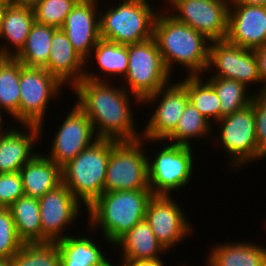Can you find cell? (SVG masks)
Masks as SVG:
<instances>
[{
    "instance_id": "19",
    "label": "cell",
    "mask_w": 266,
    "mask_h": 266,
    "mask_svg": "<svg viewBox=\"0 0 266 266\" xmlns=\"http://www.w3.org/2000/svg\"><path fill=\"white\" fill-rule=\"evenodd\" d=\"M16 126L4 128L5 130L0 132V174L20 171L37 154L35 152H39L35 149L43 138L39 126Z\"/></svg>"
},
{
    "instance_id": "11",
    "label": "cell",
    "mask_w": 266,
    "mask_h": 266,
    "mask_svg": "<svg viewBox=\"0 0 266 266\" xmlns=\"http://www.w3.org/2000/svg\"><path fill=\"white\" fill-rule=\"evenodd\" d=\"M164 2L166 3L164 6H167L164 8L165 11L177 21L192 27L211 41L226 39L230 9L228 1L164 0Z\"/></svg>"
},
{
    "instance_id": "34",
    "label": "cell",
    "mask_w": 266,
    "mask_h": 266,
    "mask_svg": "<svg viewBox=\"0 0 266 266\" xmlns=\"http://www.w3.org/2000/svg\"><path fill=\"white\" fill-rule=\"evenodd\" d=\"M79 0H42L32 9L35 21L61 29L67 15Z\"/></svg>"
},
{
    "instance_id": "9",
    "label": "cell",
    "mask_w": 266,
    "mask_h": 266,
    "mask_svg": "<svg viewBox=\"0 0 266 266\" xmlns=\"http://www.w3.org/2000/svg\"><path fill=\"white\" fill-rule=\"evenodd\" d=\"M144 143V138L137 141H119L111 149L104 192L150 190L148 151L144 147L147 144Z\"/></svg>"
},
{
    "instance_id": "31",
    "label": "cell",
    "mask_w": 266,
    "mask_h": 266,
    "mask_svg": "<svg viewBox=\"0 0 266 266\" xmlns=\"http://www.w3.org/2000/svg\"><path fill=\"white\" fill-rule=\"evenodd\" d=\"M215 133L211 123L189 101L177 123L175 130L164 140L166 143L194 146L192 141L197 142L198 137L206 139ZM205 136V137H204ZM197 139V140H196Z\"/></svg>"
},
{
    "instance_id": "24",
    "label": "cell",
    "mask_w": 266,
    "mask_h": 266,
    "mask_svg": "<svg viewBox=\"0 0 266 266\" xmlns=\"http://www.w3.org/2000/svg\"><path fill=\"white\" fill-rule=\"evenodd\" d=\"M42 153V154H41ZM24 195L40 199L62 183V168L41 151L27 162L19 171Z\"/></svg>"
},
{
    "instance_id": "30",
    "label": "cell",
    "mask_w": 266,
    "mask_h": 266,
    "mask_svg": "<svg viewBox=\"0 0 266 266\" xmlns=\"http://www.w3.org/2000/svg\"><path fill=\"white\" fill-rule=\"evenodd\" d=\"M19 83L20 61L15 57H0V110L17 124L20 105Z\"/></svg>"
},
{
    "instance_id": "36",
    "label": "cell",
    "mask_w": 266,
    "mask_h": 266,
    "mask_svg": "<svg viewBox=\"0 0 266 266\" xmlns=\"http://www.w3.org/2000/svg\"><path fill=\"white\" fill-rule=\"evenodd\" d=\"M22 196L24 188L19 171L0 174V208H9Z\"/></svg>"
},
{
    "instance_id": "43",
    "label": "cell",
    "mask_w": 266,
    "mask_h": 266,
    "mask_svg": "<svg viewBox=\"0 0 266 266\" xmlns=\"http://www.w3.org/2000/svg\"><path fill=\"white\" fill-rule=\"evenodd\" d=\"M15 3V0H0V5L1 6H8V5H12Z\"/></svg>"
},
{
    "instance_id": "45",
    "label": "cell",
    "mask_w": 266,
    "mask_h": 266,
    "mask_svg": "<svg viewBox=\"0 0 266 266\" xmlns=\"http://www.w3.org/2000/svg\"><path fill=\"white\" fill-rule=\"evenodd\" d=\"M5 113H3L1 110H0V132H2V131H4V129H3V126L5 127V125H3L4 123H5V121H4V117H3V115H4Z\"/></svg>"
},
{
    "instance_id": "1",
    "label": "cell",
    "mask_w": 266,
    "mask_h": 266,
    "mask_svg": "<svg viewBox=\"0 0 266 266\" xmlns=\"http://www.w3.org/2000/svg\"><path fill=\"white\" fill-rule=\"evenodd\" d=\"M113 84V81L83 78L71 89L77 98L75 103L88 116L98 138L116 141L140 140L142 132L137 131V118L134 117L136 115L131 104L142 106V101L122 85L118 87Z\"/></svg>"
},
{
    "instance_id": "20",
    "label": "cell",
    "mask_w": 266,
    "mask_h": 266,
    "mask_svg": "<svg viewBox=\"0 0 266 266\" xmlns=\"http://www.w3.org/2000/svg\"><path fill=\"white\" fill-rule=\"evenodd\" d=\"M51 46L45 69L64 86H70L72 89L83 79L86 61L73 49L62 29L53 33Z\"/></svg>"
},
{
    "instance_id": "23",
    "label": "cell",
    "mask_w": 266,
    "mask_h": 266,
    "mask_svg": "<svg viewBox=\"0 0 266 266\" xmlns=\"http://www.w3.org/2000/svg\"><path fill=\"white\" fill-rule=\"evenodd\" d=\"M73 234L56 241L61 259V266H109L110 259L105 255L101 242L93 240L83 232ZM97 242V243H96ZM103 249V250H102ZM104 252V253H103Z\"/></svg>"
},
{
    "instance_id": "3",
    "label": "cell",
    "mask_w": 266,
    "mask_h": 266,
    "mask_svg": "<svg viewBox=\"0 0 266 266\" xmlns=\"http://www.w3.org/2000/svg\"><path fill=\"white\" fill-rule=\"evenodd\" d=\"M152 196L151 190L104 192L85 210L88 212L89 232L93 229L94 232H102L104 241L113 246L137 223L145 219L146 208Z\"/></svg>"
},
{
    "instance_id": "21",
    "label": "cell",
    "mask_w": 266,
    "mask_h": 266,
    "mask_svg": "<svg viewBox=\"0 0 266 266\" xmlns=\"http://www.w3.org/2000/svg\"><path fill=\"white\" fill-rule=\"evenodd\" d=\"M91 59L93 61L95 59L96 62L95 67H97V69L100 70V72L99 71L97 72L98 74L96 72H93L96 70L92 69L89 70V68H91L90 67L91 63L90 65L89 64L87 65V63L93 62ZM127 69H128V45L118 44L101 38L94 46L90 56L86 60V67L83 78L93 81L111 82L113 79H114L113 81H115V79L118 78V76L119 78L123 79L126 75ZM112 75L114 76V78L112 77Z\"/></svg>"
},
{
    "instance_id": "10",
    "label": "cell",
    "mask_w": 266,
    "mask_h": 266,
    "mask_svg": "<svg viewBox=\"0 0 266 266\" xmlns=\"http://www.w3.org/2000/svg\"><path fill=\"white\" fill-rule=\"evenodd\" d=\"M19 87V124L38 125L40 135H44V115L50 102L61 97L65 86L45 68L26 67L20 62Z\"/></svg>"
},
{
    "instance_id": "18",
    "label": "cell",
    "mask_w": 266,
    "mask_h": 266,
    "mask_svg": "<svg viewBox=\"0 0 266 266\" xmlns=\"http://www.w3.org/2000/svg\"><path fill=\"white\" fill-rule=\"evenodd\" d=\"M226 39L251 50L266 45V6L244 5L231 0Z\"/></svg>"
},
{
    "instance_id": "38",
    "label": "cell",
    "mask_w": 266,
    "mask_h": 266,
    "mask_svg": "<svg viewBox=\"0 0 266 266\" xmlns=\"http://www.w3.org/2000/svg\"><path fill=\"white\" fill-rule=\"evenodd\" d=\"M256 58L258 60L259 74L261 77L262 85L256 89L254 94L265 92L266 93V45L255 49ZM258 91V92H257Z\"/></svg>"
},
{
    "instance_id": "17",
    "label": "cell",
    "mask_w": 266,
    "mask_h": 266,
    "mask_svg": "<svg viewBox=\"0 0 266 266\" xmlns=\"http://www.w3.org/2000/svg\"><path fill=\"white\" fill-rule=\"evenodd\" d=\"M98 2L102 4L100 0H79L61 28L85 61L101 39Z\"/></svg>"
},
{
    "instance_id": "16",
    "label": "cell",
    "mask_w": 266,
    "mask_h": 266,
    "mask_svg": "<svg viewBox=\"0 0 266 266\" xmlns=\"http://www.w3.org/2000/svg\"><path fill=\"white\" fill-rule=\"evenodd\" d=\"M65 115L45 154L61 168L99 138L88 116L76 105Z\"/></svg>"
},
{
    "instance_id": "15",
    "label": "cell",
    "mask_w": 266,
    "mask_h": 266,
    "mask_svg": "<svg viewBox=\"0 0 266 266\" xmlns=\"http://www.w3.org/2000/svg\"><path fill=\"white\" fill-rule=\"evenodd\" d=\"M38 200L42 243L56 242L70 235V232L65 230H69V227L76 223L78 216L82 215V207L67 185L62 182Z\"/></svg>"
},
{
    "instance_id": "41",
    "label": "cell",
    "mask_w": 266,
    "mask_h": 266,
    "mask_svg": "<svg viewBox=\"0 0 266 266\" xmlns=\"http://www.w3.org/2000/svg\"><path fill=\"white\" fill-rule=\"evenodd\" d=\"M41 1L42 0H15V4L33 8L36 4H38Z\"/></svg>"
},
{
    "instance_id": "5",
    "label": "cell",
    "mask_w": 266,
    "mask_h": 266,
    "mask_svg": "<svg viewBox=\"0 0 266 266\" xmlns=\"http://www.w3.org/2000/svg\"><path fill=\"white\" fill-rule=\"evenodd\" d=\"M99 11L100 37L129 45L153 37L154 22L160 9L148 0H118ZM108 8V10H107ZM157 9V10H156Z\"/></svg>"
},
{
    "instance_id": "28",
    "label": "cell",
    "mask_w": 266,
    "mask_h": 266,
    "mask_svg": "<svg viewBox=\"0 0 266 266\" xmlns=\"http://www.w3.org/2000/svg\"><path fill=\"white\" fill-rule=\"evenodd\" d=\"M206 74L186 76L179 81L186 89L189 101L211 123L221 119L220 100L213 86L205 79ZM204 77V79H203Z\"/></svg>"
},
{
    "instance_id": "32",
    "label": "cell",
    "mask_w": 266,
    "mask_h": 266,
    "mask_svg": "<svg viewBox=\"0 0 266 266\" xmlns=\"http://www.w3.org/2000/svg\"><path fill=\"white\" fill-rule=\"evenodd\" d=\"M216 91L220 100L221 119L251 104L254 92L237 80L210 77L205 78ZM248 91V92H247Z\"/></svg>"
},
{
    "instance_id": "40",
    "label": "cell",
    "mask_w": 266,
    "mask_h": 266,
    "mask_svg": "<svg viewBox=\"0 0 266 266\" xmlns=\"http://www.w3.org/2000/svg\"><path fill=\"white\" fill-rule=\"evenodd\" d=\"M234 3L244 5H263L266 6V0H232Z\"/></svg>"
},
{
    "instance_id": "44",
    "label": "cell",
    "mask_w": 266,
    "mask_h": 266,
    "mask_svg": "<svg viewBox=\"0 0 266 266\" xmlns=\"http://www.w3.org/2000/svg\"><path fill=\"white\" fill-rule=\"evenodd\" d=\"M4 9L5 7L0 5V34H1V28H2V22H3Z\"/></svg>"
},
{
    "instance_id": "14",
    "label": "cell",
    "mask_w": 266,
    "mask_h": 266,
    "mask_svg": "<svg viewBox=\"0 0 266 266\" xmlns=\"http://www.w3.org/2000/svg\"><path fill=\"white\" fill-rule=\"evenodd\" d=\"M179 205L171 195H153L146 208L145 219L168 252L194 234L193 224Z\"/></svg>"
},
{
    "instance_id": "27",
    "label": "cell",
    "mask_w": 266,
    "mask_h": 266,
    "mask_svg": "<svg viewBox=\"0 0 266 266\" xmlns=\"http://www.w3.org/2000/svg\"><path fill=\"white\" fill-rule=\"evenodd\" d=\"M18 237L24 243H42L39 200L22 196L9 208Z\"/></svg>"
},
{
    "instance_id": "33",
    "label": "cell",
    "mask_w": 266,
    "mask_h": 266,
    "mask_svg": "<svg viewBox=\"0 0 266 266\" xmlns=\"http://www.w3.org/2000/svg\"><path fill=\"white\" fill-rule=\"evenodd\" d=\"M15 266H61L55 242L24 243L12 256Z\"/></svg>"
},
{
    "instance_id": "12",
    "label": "cell",
    "mask_w": 266,
    "mask_h": 266,
    "mask_svg": "<svg viewBox=\"0 0 266 266\" xmlns=\"http://www.w3.org/2000/svg\"><path fill=\"white\" fill-rule=\"evenodd\" d=\"M188 102V93L179 80L169 83L144 99V106L156 104L150 106L155 108L152 110L154 112L150 114L143 131L141 130L144 142L154 145V142L156 144L158 141H164L175 130Z\"/></svg>"
},
{
    "instance_id": "42",
    "label": "cell",
    "mask_w": 266,
    "mask_h": 266,
    "mask_svg": "<svg viewBox=\"0 0 266 266\" xmlns=\"http://www.w3.org/2000/svg\"><path fill=\"white\" fill-rule=\"evenodd\" d=\"M0 266H15L12 258L0 259Z\"/></svg>"
},
{
    "instance_id": "26",
    "label": "cell",
    "mask_w": 266,
    "mask_h": 266,
    "mask_svg": "<svg viewBox=\"0 0 266 266\" xmlns=\"http://www.w3.org/2000/svg\"><path fill=\"white\" fill-rule=\"evenodd\" d=\"M113 247L118 251L120 249L121 257H117L119 260H152L162 258V254L165 257L167 252L158 242L146 219L124 234Z\"/></svg>"
},
{
    "instance_id": "35",
    "label": "cell",
    "mask_w": 266,
    "mask_h": 266,
    "mask_svg": "<svg viewBox=\"0 0 266 266\" xmlns=\"http://www.w3.org/2000/svg\"><path fill=\"white\" fill-rule=\"evenodd\" d=\"M8 208H0V259L12 258L23 246Z\"/></svg>"
},
{
    "instance_id": "25",
    "label": "cell",
    "mask_w": 266,
    "mask_h": 266,
    "mask_svg": "<svg viewBox=\"0 0 266 266\" xmlns=\"http://www.w3.org/2000/svg\"><path fill=\"white\" fill-rule=\"evenodd\" d=\"M213 244L205 266H266V247L248 241Z\"/></svg>"
},
{
    "instance_id": "6",
    "label": "cell",
    "mask_w": 266,
    "mask_h": 266,
    "mask_svg": "<svg viewBox=\"0 0 266 266\" xmlns=\"http://www.w3.org/2000/svg\"><path fill=\"white\" fill-rule=\"evenodd\" d=\"M154 37L128 45V69L122 86L141 101L172 82Z\"/></svg>"
},
{
    "instance_id": "39",
    "label": "cell",
    "mask_w": 266,
    "mask_h": 266,
    "mask_svg": "<svg viewBox=\"0 0 266 266\" xmlns=\"http://www.w3.org/2000/svg\"><path fill=\"white\" fill-rule=\"evenodd\" d=\"M126 266H164L165 263L162 258L152 259V260H120ZM166 266V265H165Z\"/></svg>"
},
{
    "instance_id": "37",
    "label": "cell",
    "mask_w": 266,
    "mask_h": 266,
    "mask_svg": "<svg viewBox=\"0 0 266 266\" xmlns=\"http://www.w3.org/2000/svg\"><path fill=\"white\" fill-rule=\"evenodd\" d=\"M255 117V136L258 150L266 157V93L261 92L253 96Z\"/></svg>"
},
{
    "instance_id": "7",
    "label": "cell",
    "mask_w": 266,
    "mask_h": 266,
    "mask_svg": "<svg viewBox=\"0 0 266 266\" xmlns=\"http://www.w3.org/2000/svg\"><path fill=\"white\" fill-rule=\"evenodd\" d=\"M214 125L218 126V133L212 134V137L215 136L212 140L215 139V143L220 142L223 146L222 150L229 156L227 162L230 163L227 164L231 167L230 170L234 168L235 171L266 158L257 147L253 98L251 104L224 116Z\"/></svg>"
},
{
    "instance_id": "8",
    "label": "cell",
    "mask_w": 266,
    "mask_h": 266,
    "mask_svg": "<svg viewBox=\"0 0 266 266\" xmlns=\"http://www.w3.org/2000/svg\"><path fill=\"white\" fill-rule=\"evenodd\" d=\"M159 142L163 147L157 148L154 155H148L150 190L153 195L173 196V192L189 185L193 177L194 149L193 146Z\"/></svg>"
},
{
    "instance_id": "2",
    "label": "cell",
    "mask_w": 266,
    "mask_h": 266,
    "mask_svg": "<svg viewBox=\"0 0 266 266\" xmlns=\"http://www.w3.org/2000/svg\"><path fill=\"white\" fill-rule=\"evenodd\" d=\"M164 11L160 8L156 16L153 37L168 71L173 74L178 64L187 70V76L203 75L208 66L211 40Z\"/></svg>"
},
{
    "instance_id": "22",
    "label": "cell",
    "mask_w": 266,
    "mask_h": 266,
    "mask_svg": "<svg viewBox=\"0 0 266 266\" xmlns=\"http://www.w3.org/2000/svg\"><path fill=\"white\" fill-rule=\"evenodd\" d=\"M34 22L31 7L15 3L5 7L0 34V57H15L21 51Z\"/></svg>"
},
{
    "instance_id": "29",
    "label": "cell",
    "mask_w": 266,
    "mask_h": 266,
    "mask_svg": "<svg viewBox=\"0 0 266 266\" xmlns=\"http://www.w3.org/2000/svg\"><path fill=\"white\" fill-rule=\"evenodd\" d=\"M57 28L34 22L26 43L15 56L26 67L46 68L51 51V40Z\"/></svg>"
},
{
    "instance_id": "4",
    "label": "cell",
    "mask_w": 266,
    "mask_h": 266,
    "mask_svg": "<svg viewBox=\"0 0 266 266\" xmlns=\"http://www.w3.org/2000/svg\"><path fill=\"white\" fill-rule=\"evenodd\" d=\"M118 142L99 138L62 167V182L85 209L104 193L110 152Z\"/></svg>"
},
{
    "instance_id": "13",
    "label": "cell",
    "mask_w": 266,
    "mask_h": 266,
    "mask_svg": "<svg viewBox=\"0 0 266 266\" xmlns=\"http://www.w3.org/2000/svg\"><path fill=\"white\" fill-rule=\"evenodd\" d=\"M205 73H212L211 77L237 80L249 89L252 84L262 83L255 50L235 45L227 39L211 41Z\"/></svg>"
},
{
    "instance_id": "46",
    "label": "cell",
    "mask_w": 266,
    "mask_h": 266,
    "mask_svg": "<svg viewBox=\"0 0 266 266\" xmlns=\"http://www.w3.org/2000/svg\"><path fill=\"white\" fill-rule=\"evenodd\" d=\"M114 261L110 260L109 266H114V264L112 263ZM116 266H126L122 261L120 263H118Z\"/></svg>"
}]
</instances>
